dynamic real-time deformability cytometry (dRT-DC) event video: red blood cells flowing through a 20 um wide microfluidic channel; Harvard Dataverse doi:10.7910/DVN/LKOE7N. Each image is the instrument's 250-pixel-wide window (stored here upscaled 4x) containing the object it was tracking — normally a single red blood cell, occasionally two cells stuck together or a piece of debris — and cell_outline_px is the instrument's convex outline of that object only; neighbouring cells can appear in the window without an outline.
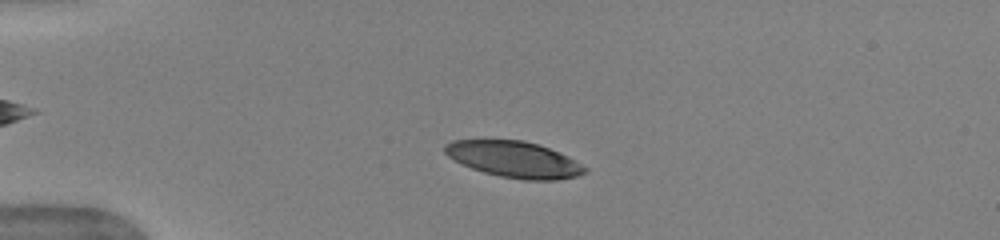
{"species": "human", "species_latin": "Homo sapiens", "temperature_condition": "warm", "stored_images_in_passage": 9, "camera_frame_rate_fps": 3000, "um_per_image_px": 0.085, "donor": {"sex": "female"}, "frame": {"image": 1, "passage_image": 4, "time_ms": 1.0, "image_size_px": [1000, 240], "cell_outline_px": [[588, 172], [576, 176], [556, 180], [524, 180], [500, 176], [484, 172], [460, 164], [448, 156], [444, 152], [444, 144], [452, 140], [524, 140], [548, 148], [588, 168]], "centroid_in_image_um": [43.65, 13.55], "position_along_channel_um": 41.4, "area_um2": 29.19}}
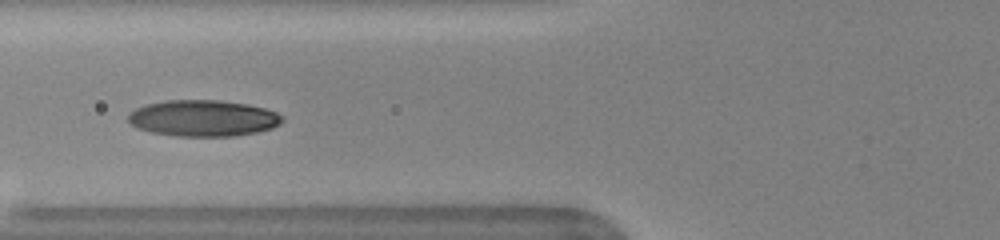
{"frame": {"image": 2, "passage_image": 7, "time_ms": 2.0, "image_size_px": [1000, 240], "cell_outline_px": [[284, 120], [280, 124], [272, 128], [256, 132], [236, 136], [176, 136], [152, 132], [136, 128], [128, 120], [128, 116], [136, 108], [148, 104], [164, 100], [216, 100], [248, 104], [264, 108], [276, 112], [284, 116]], "centroid_in_image_um": [17.3, 10.05], "position_along_channel_um": 108.5, "area_um2": 32.6}}